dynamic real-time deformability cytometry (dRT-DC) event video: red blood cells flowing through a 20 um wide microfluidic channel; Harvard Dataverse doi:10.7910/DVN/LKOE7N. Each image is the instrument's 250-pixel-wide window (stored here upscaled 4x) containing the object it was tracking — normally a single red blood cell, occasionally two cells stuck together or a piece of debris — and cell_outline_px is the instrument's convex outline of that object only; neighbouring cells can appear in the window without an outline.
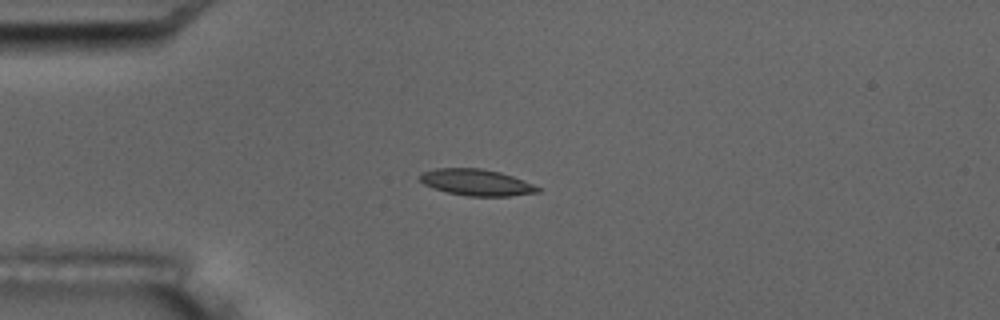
{"species": "common noctule bat (a hibernating species)", "species_latin": "Nyctalus noctula", "temperature_condition": "room temperature", "stored_images_in_passage": 16, "camera_frame_rate_fps": 3000, "um_per_image_px": 0.085, "animal": {"sex": "male", "body_mass_g": 17.5, "forearm_length_mm": 52.3}, "frame": {"image": 1, "passage_image": 5, "time_ms": 4.667, "image_size_px": [1000, 320], "cell_outline_px": [[540, 192], [508, 196], [468, 196], [448, 192], [432, 188], [424, 184], [420, 180], [420, 172], [436, 168], [480, 168], [500, 172], [524, 180], [540, 188]], "centroid_in_image_um": [40.47, 15.5], "position_along_channel_um": 44.5, "area_um2": 18.09}, "authors_computed_cell_mechanics": {"area_um2": 17.8024, "velocity_mm_per_s": 3.5305, "shape_relaxation_time_tau1_ms": 3.3746, "shape_relaxation_time_tau2_ms": 2.663, "deformation_change_tau1": 0.1271, "deformation_change_tau2": 0.0525}}